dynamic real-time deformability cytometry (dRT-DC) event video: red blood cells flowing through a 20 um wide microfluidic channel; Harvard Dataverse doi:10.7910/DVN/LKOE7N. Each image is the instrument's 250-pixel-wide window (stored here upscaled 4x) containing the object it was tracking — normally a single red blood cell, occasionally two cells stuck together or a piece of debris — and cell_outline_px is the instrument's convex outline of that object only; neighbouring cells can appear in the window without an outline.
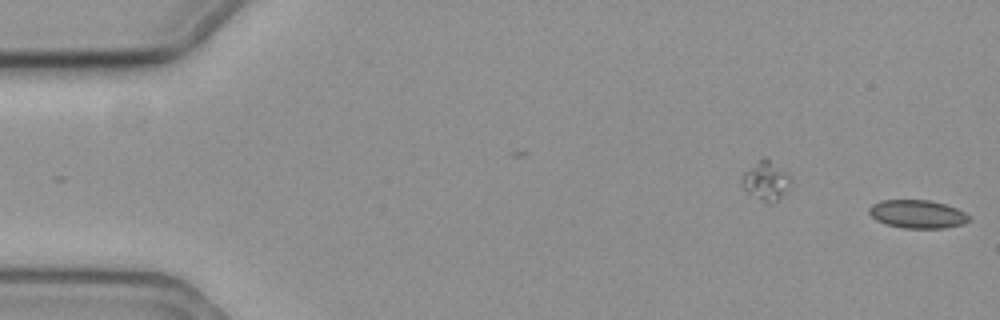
{"species": "common noctule bat (a hibernating species)", "species_latin": "Nyctalus noctula", "temperature_condition": "cold", "stored_images_in_passage": 9, "segment_of_instrument_passage": [2, 2], "camera_frame_rate_fps": 3000, "um_per_image_px": 0.085, "animal": {"sex": "female", "body_mass_g": 19.3, "forearm_length_mm": 54.1}, "frame": {"image": 1, "passage_image": 9, "time_ms": 2.667, "image_size_px": [1000, 320], "cell_outline_px": [[972, 216], [964, 224], [944, 228], [904, 228], [888, 224], [876, 220], [868, 212], [868, 208], [872, 204], [880, 200], [928, 200], [944, 204], [956, 208]], "centroid_in_image_um": [77.98, 18.19], "position_along_channel_um": 7.0, "area_um2": 16.42}}